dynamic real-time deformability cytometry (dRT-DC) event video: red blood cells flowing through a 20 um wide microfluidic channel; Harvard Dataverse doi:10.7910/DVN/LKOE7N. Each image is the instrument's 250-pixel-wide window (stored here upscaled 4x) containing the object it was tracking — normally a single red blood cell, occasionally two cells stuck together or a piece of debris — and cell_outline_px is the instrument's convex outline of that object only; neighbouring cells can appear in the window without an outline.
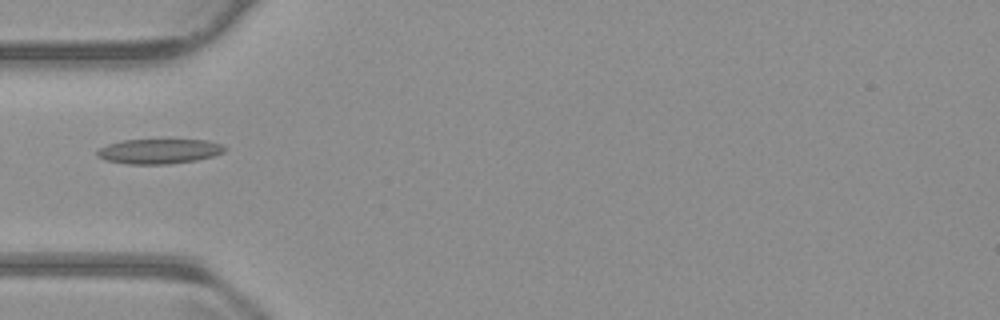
{"species": "common noctule bat (a hibernating species)", "species_latin": "Nyctalus noctula", "temperature_condition": "warm", "stored_images_in_passage": 38, "camera_frame_rate_fps": 3000, "um_per_image_px": 0.085, "animal": {"sex": "male", "body_mass_g": 23.1, "forearm_length_mm": 52.7}, "frame": {"image": 1, "passage_image": 1, "time_ms": 0.0, "image_size_px": [1000, 320], "cell_outline_px": [[228, 148], [224, 152], [212, 156], [196, 160], [168, 164], [128, 164], [104, 160], [96, 156], [96, 152], [100, 148], [108, 144], [124, 140], [208, 140], [224, 144]], "centroid_in_image_um": [13.54, 12.86], "position_along_channel_um": 71.5, "area_um2": 18.55}}
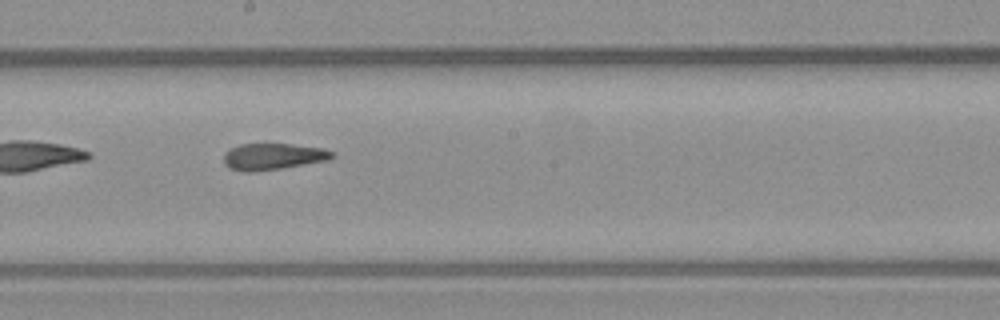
{"frame": {"image": 2, "passage_image": 13, "time_ms": 4.0, "image_size_px": [1000, 320], "cell_outline_px": [[336, 156], [328, 160], [280, 168], [248, 172], [244, 172], [228, 168], [224, 164], [224, 152], [240, 144], [292, 144], [324, 148], [336, 152]], "centroid_in_image_um": [23.23, 13.3], "position_along_channel_um": 225.0, "area_um2": 16.76}}
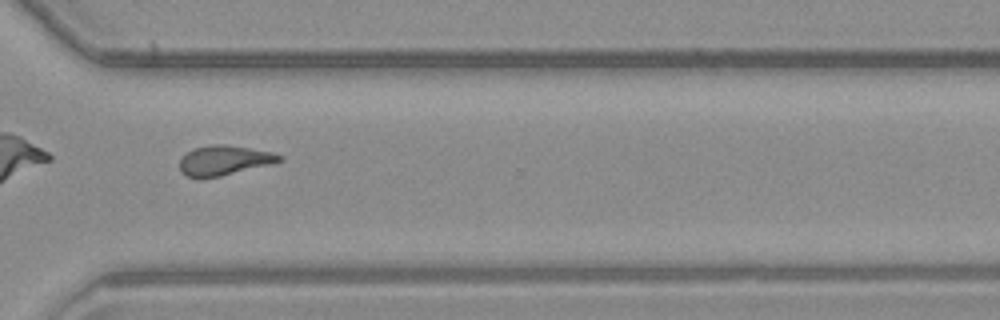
{"frame": {"image": 3, "passage_image": 23, "time_ms": 7.333, "image_size_px": [1000, 320], "cell_outline_px": [[284, 160], [220, 176], [188, 176], [180, 172], [180, 160], [192, 148], [212, 144], [224, 144], [272, 152], [284, 156]], "centroid_in_image_um": [19.06, 13.6], "position_along_channel_um": 351.5, "area_um2": 16.82}}